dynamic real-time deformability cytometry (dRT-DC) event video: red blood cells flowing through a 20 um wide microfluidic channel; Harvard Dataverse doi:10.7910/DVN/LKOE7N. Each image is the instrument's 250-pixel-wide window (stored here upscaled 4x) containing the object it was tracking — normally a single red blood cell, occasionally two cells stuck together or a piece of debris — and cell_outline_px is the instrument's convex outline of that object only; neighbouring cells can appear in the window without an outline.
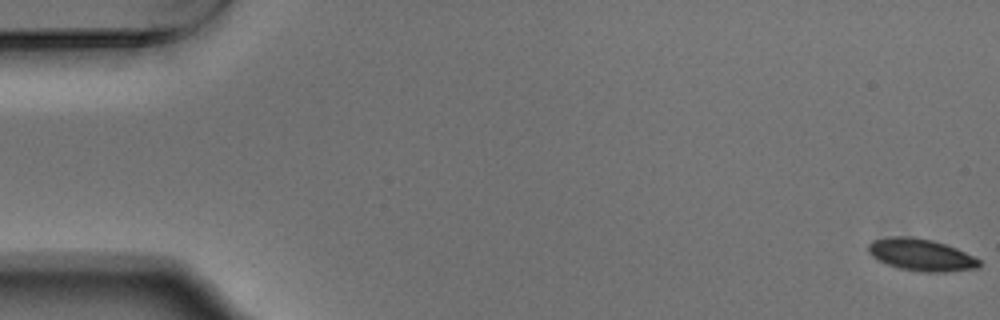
{"species": "Egyptian fruit bat (a non-hibernating species)", "species_latin": "Rousettus aegyptiacus", "temperature_condition": "warm", "stored_images_in_passage": 55, "camera_frame_rate_fps": 3000, "um_per_image_px": 0.085, "animal": {"sex": "male"}, "frame": {"image": 1, "passage_image": 1, "time_ms": 0.0, "image_size_px": [1000, 320], "cell_outline_px": [[980, 264], [976, 268], [948, 272], [920, 272], [900, 268], [888, 264], [872, 256], [868, 252], [868, 244], [872, 240], [888, 236], [908, 236], [932, 240], [956, 248], [980, 260]], "centroid_in_image_um": [78.26, 21.65], "position_along_channel_um": 6.7, "area_um2": 20.58}}
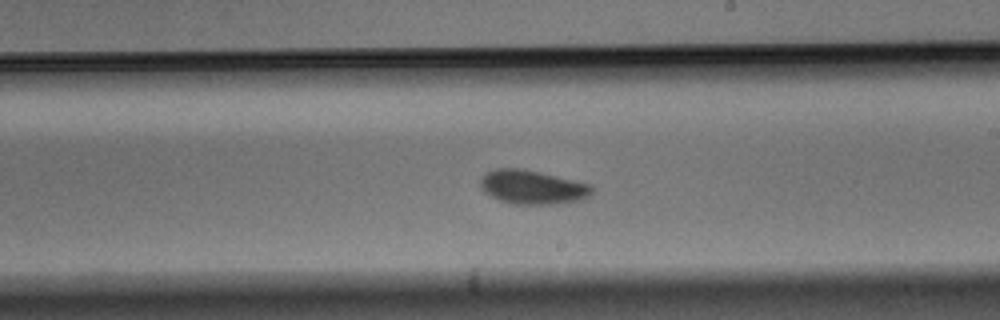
{"frame": {"image": 2, "passage_image": 32, "time_ms": 10.333, "image_size_px": [1000, 320], "cell_outline_px": [[592, 192], [588, 196], [580, 200], [552, 204], [512, 204], [500, 200], [484, 192], [480, 188], [480, 180], [488, 172], [496, 168], [524, 168], [592, 184]], "centroid_in_image_um": [45.26, 15.9], "position_along_channel_um": 243.7, "area_um2": 22.08}}
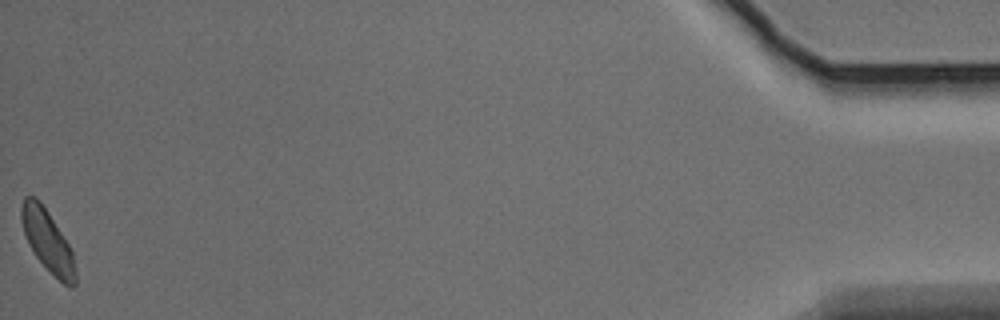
{"frame": {"image": 3, "passage_image": 55, "time_ms": 18.0, "image_size_px": [1000, 320], "cell_outline_px": [[76, 284], [72, 288], [64, 284], [36, 256], [24, 232], [20, 220], [20, 208], [24, 196], [36, 196], [40, 200], [48, 212], [68, 244], [72, 252], [76, 272]], "centroid_in_image_um": [4.03, 20.43], "position_along_channel_um": 431.2, "area_um2": 18.96}, "authors_computed_cell_mechanics": {"area_um2": 20.8658, "velocity_mm_per_s": 3.722, "shape_relaxation_time_tau1_ms": 2.2399, "shape_relaxation_time_tau2_ms": 7.9512, "deformation_change_tau1": 0.0816, "deformation_change_tau2": 0.0846}}